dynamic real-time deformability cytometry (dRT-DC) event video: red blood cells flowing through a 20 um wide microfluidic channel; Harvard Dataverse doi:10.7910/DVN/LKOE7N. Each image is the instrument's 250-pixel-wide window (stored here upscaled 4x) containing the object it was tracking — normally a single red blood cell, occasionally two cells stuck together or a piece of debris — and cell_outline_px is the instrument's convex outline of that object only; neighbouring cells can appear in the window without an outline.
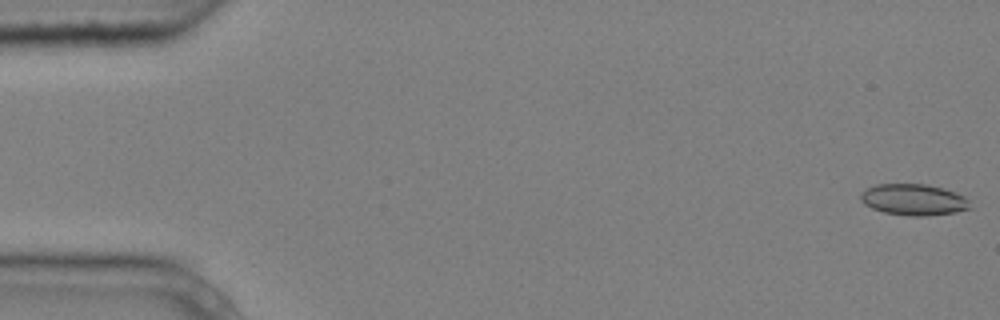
{"species": "common noctule bat (a hibernating species)", "species_latin": "Nyctalus noctula", "temperature_condition": "cold", "stored_images_in_passage": 1, "camera_frame_rate_fps": 3000, "um_per_image_px": 0.085, "animal": {"sex": "male", "body_mass_g": 20.4}, "frame": {"image": 1, "passage_image": 1, "time_ms": 0.0, "image_size_px": [1000, 320], "cell_outline_px": [[972, 208], [956, 212], [924, 216], [908, 216], [884, 212], [872, 208], [864, 204], [860, 200], [860, 192], [876, 184], [928, 184], [944, 188], [956, 192], [964, 196], [968, 200]], "centroid_in_image_um": [77.66, 16.97], "position_along_channel_um": 7.3, "area_um2": 20.11}}